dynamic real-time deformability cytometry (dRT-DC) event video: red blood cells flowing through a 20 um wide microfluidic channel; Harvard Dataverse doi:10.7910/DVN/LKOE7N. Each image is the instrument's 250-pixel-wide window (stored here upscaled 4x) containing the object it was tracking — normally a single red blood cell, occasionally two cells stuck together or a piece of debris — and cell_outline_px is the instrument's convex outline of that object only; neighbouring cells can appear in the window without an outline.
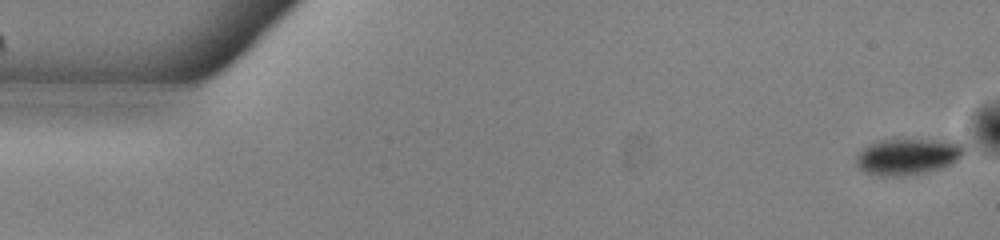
{"species": "common noctule bat (a hibernating species)", "species_latin": "Nyctalus noctula", "temperature_condition": "warm", "stored_images_in_passage": 53, "camera_frame_rate_fps": 3000, "um_per_image_px": 0.085, "animal": {"sex": "male", "body_mass_g": 13.0, "forearm_length_mm": 53.1}, "frame": {"image": 1, "passage_image": 1, "time_ms": 0.0, "image_size_px": [1000, 240], "cell_outline_px": [[964, 152], [952, 164], [940, 168], [924, 172], [904, 176], [876, 176], [864, 172], [856, 164], [856, 156], [864, 148], [880, 140], [896, 136], [964, 140]], "centroid_in_image_um": [77.22, 13.23], "position_along_channel_um": 7.8, "area_um2": 24.1}}
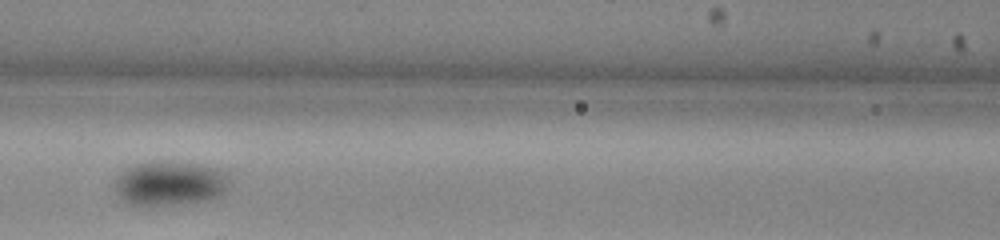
{"frame": {"image": 2, "passage_image": 23, "time_ms": 7.333, "image_size_px": [1000, 240], "cell_outline_px": [[228, 188], [220, 196], [204, 200], [148, 208], [144, 208], [128, 204], [116, 192], [116, 176], [124, 168], [132, 164], [196, 164], [216, 168], [224, 172]], "centroid_in_image_um": [14.37, 15.65], "position_along_channel_um": 152.2, "area_um2": 29.13}}
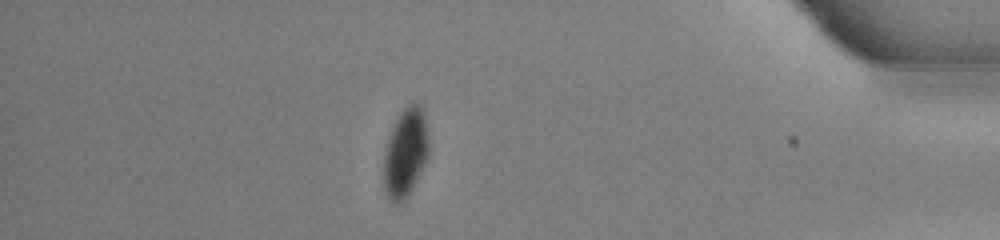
{"frame": {"image": 3, "passage_image": 46, "time_ms": 15.0, "image_size_px": [1000, 240], "cell_outline_px": [[428, 156], [408, 196], [400, 204], [396, 204], [388, 196], [384, 188], [384, 152], [388, 136], [400, 112], [408, 104], [420, 104], [424, 116], [428, 136]], "centroid_in_image_um": [34.45, 12.99], "position_along_channel_um": 400.8, "area_um2": 23.0}}